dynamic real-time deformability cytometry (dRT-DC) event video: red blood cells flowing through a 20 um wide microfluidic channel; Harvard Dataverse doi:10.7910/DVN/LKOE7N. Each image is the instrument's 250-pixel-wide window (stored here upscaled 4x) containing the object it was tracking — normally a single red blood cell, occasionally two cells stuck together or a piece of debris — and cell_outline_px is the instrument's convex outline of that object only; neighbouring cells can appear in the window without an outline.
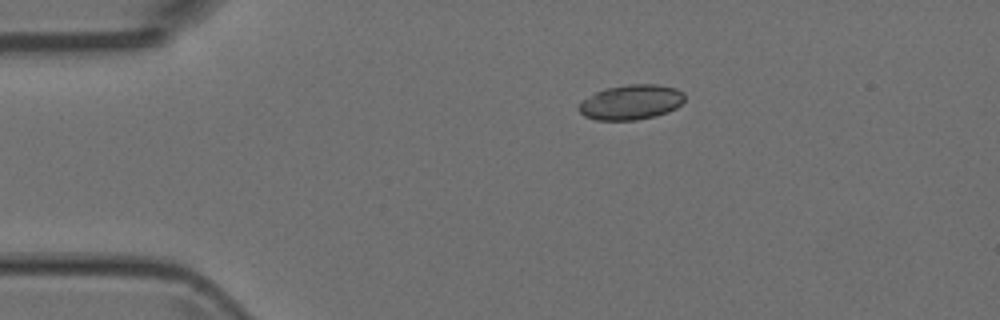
{"species": "Egyptian fruit bat (a non-hibernating species)", "species_latin": "Rousettus aegyptiacus", "temperature_condition": "room temperature", "stored_images_in_passage": 4, "camera_frame_rate_fps": 3000, "um_per_image_px": 0.085, "animal": {"sex": "female"}, "frame": {"image": 1, "passage_image": 1, "time_ms": 0.0, "image_size_px": [1000, 320], "cell_outline_px": [[684, 100], [676, 108], [668, 112], [656, 116], [636, 120], [596, 120], [584, 116], [576, 108], [584, 100], [596, 92], [604, 88], [628, 84], [660, 84], [676, 88], [684, 92]], "centroid_in_image_um": [53.66, 8.68], "position_along_channel_um": 31.3, "area_um2": 21.68}}
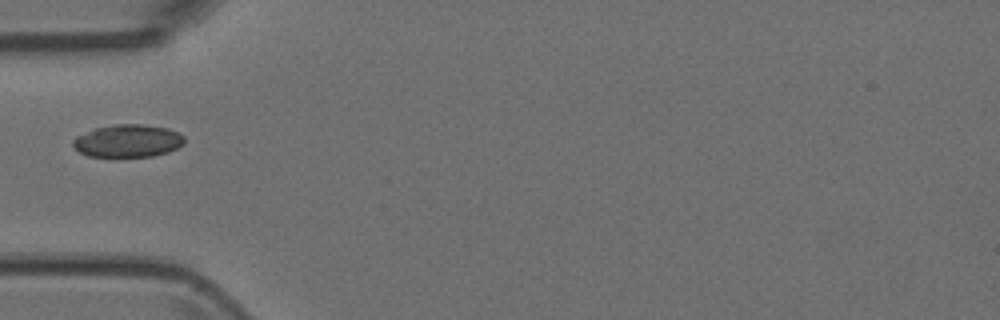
{"frame": {"image": 2, "passage_image": 3, "time_ms": 0.667, "image_size_px": [1000, 320], "cell_outline_px": [[184, 144], [168, 152], [152, 156], [88, 156], [80, 152], [72, 144], [72, 140], [76, 136], [96, 128], [116, 124], [140, 124], [168, 128], [184, 136]], "centroid_in_image_um": [10.87, 11.97], "position_along_channel_um": 74.1, "area_um2": 20.98}}
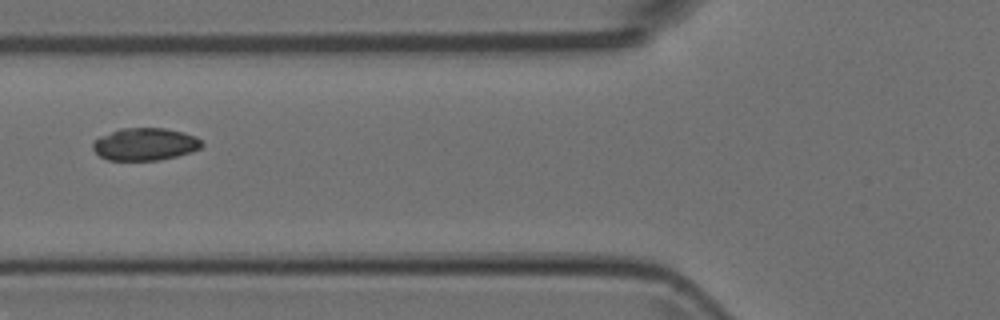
{"frame": {"image": 3, "passage_image": 4, "time_ms": 1.0, "image_size_px": [1000, 320], "cell_outline_px": [[204, 144], [200, 148], [192, 152], [160, 160], [108, 160], [100, 156], [92, 148], [92, 144], [100, 136], [120, 128], [164, 128], [184, 132], [196, 136]], "centroid_in_image_um": [12.34, 12.25], "position_along_channel_um": 113.5, "area_um2": 20.63}}